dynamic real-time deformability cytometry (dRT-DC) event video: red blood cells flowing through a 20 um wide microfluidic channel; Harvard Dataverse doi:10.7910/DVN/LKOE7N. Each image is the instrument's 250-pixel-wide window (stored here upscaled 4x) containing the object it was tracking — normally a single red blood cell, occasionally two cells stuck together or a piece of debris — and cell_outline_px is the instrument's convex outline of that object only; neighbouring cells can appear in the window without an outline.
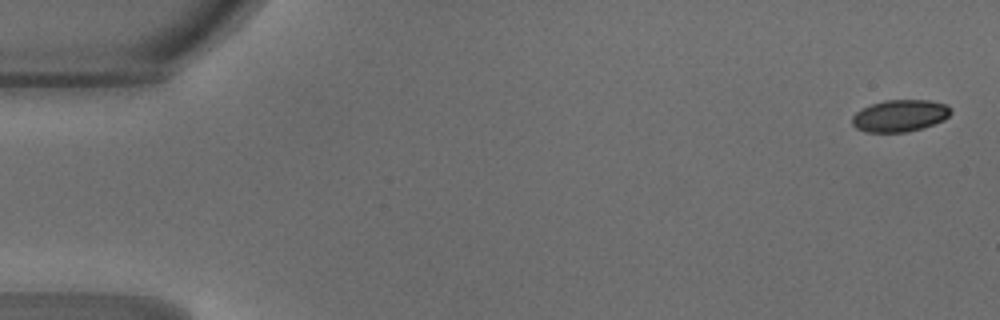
{"species": "common noctule bat (a hibernating species)", "species_latin": "Nyctalus noctula", "temperature_condition": "warm", "stored_images_in_passage": 7, "camera_frame_rate_fps": 3000, "um_per_image_px": 0.085, "animal": {"sex": "male", "body_mass_g": 18.8}, "frame": {"image": 1, "passage_image": 1, "time_ms": 0.0, "image_size_px": [1000, 320], "cell_outline_px": [[952, 112], [944, 120], [908, 132], [864, 132], [856, 128], [852, 124], [852, 116], [856, 112], [872, 104], [884, 100], [928, 100], [948, 104], [952, 108]], "centroid_in_image_um": [76.5, 9.83], "position_along_channel_um": 8.5, "area_um2": 18.38}}